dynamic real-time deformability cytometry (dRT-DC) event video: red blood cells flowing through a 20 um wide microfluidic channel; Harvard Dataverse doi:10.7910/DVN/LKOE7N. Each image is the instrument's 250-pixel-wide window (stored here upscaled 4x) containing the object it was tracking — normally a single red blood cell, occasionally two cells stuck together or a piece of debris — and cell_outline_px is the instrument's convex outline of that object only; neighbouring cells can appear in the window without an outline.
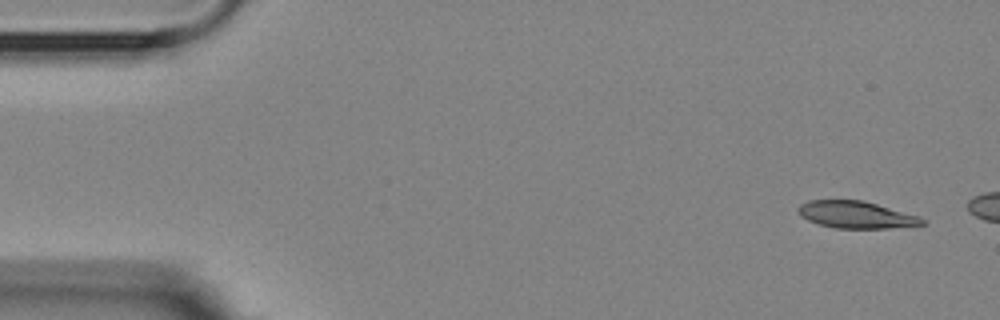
{"species": "Egyptian fruit bat (a non-hibernating species)", "species_latin": "Rousettus aegyptiacus", "temperature_condition": "room temperature", "stored_images_in_passage": 3, "camera_frame_rate_fps": 3000, "um_per_image_px": 0.085, "animal": {"sex": "female"}, "frame": {"image": 1, "passage_image": 1, "time_ms": 0.0, "image_size_px": [1000, 320], "cell_outline_px": [[924, 224], [888, 228], [836, 228], [820, 224], [808, 220], [800, 216], [796, 208], [800, 204], [808, 200], [860, 200], [876, 204], [920, 216], [924, 220]], "centroid_in_image_um": [72.72, 18.24], "position_along_channel_um": 12.3, "area_um2": 19.36}}